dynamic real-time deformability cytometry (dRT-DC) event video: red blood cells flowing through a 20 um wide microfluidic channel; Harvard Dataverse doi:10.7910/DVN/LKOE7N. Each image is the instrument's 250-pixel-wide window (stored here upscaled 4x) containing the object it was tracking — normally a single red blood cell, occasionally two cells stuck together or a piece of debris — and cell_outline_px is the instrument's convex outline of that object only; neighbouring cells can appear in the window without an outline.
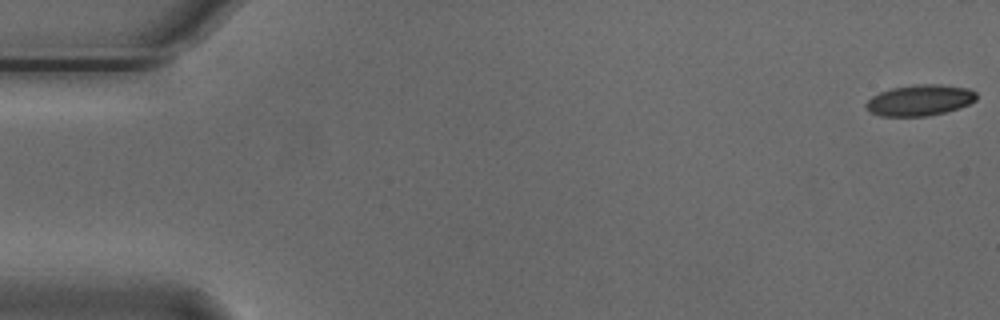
{"species": "Egyptian fruit bat (a non-hibernating species)", "species_latin": "Rousettus aegyptiacus", "temperature_condition": "cold", "stored_images_in_passage": 46, "camera_frame_rate_fps": 3000, "um_per_image_px": 0.085, "animal": {"sex": "male"}, "frame": {"image": 1, "passage_image": 1, "time_ms": 0.0, "image_size_px": [1000, 320], "cell_outline_px": [[976, 100], [968, 104], [944, 112], [924, 116], [884, 116], [872, 112], [868, 108], [868, 100], [872, 96], [880, 92], [892, 88], [968, 88], [976, 92]], "centroid_in_image_um": [78.15, 8.59], "position_along_channel_um": 6.8, "area_um2": 18.09}}
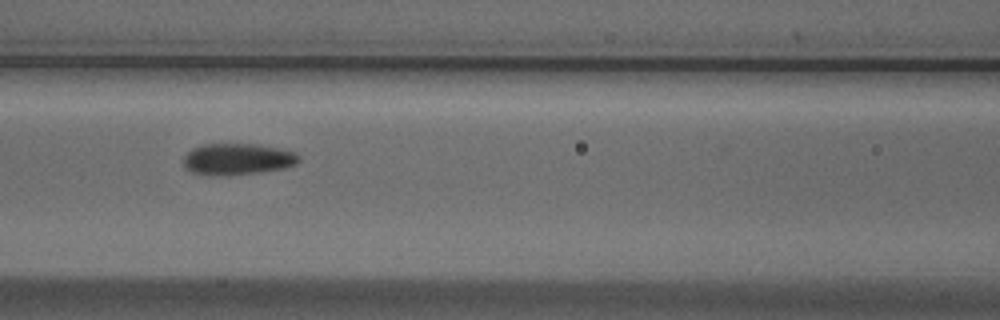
{"frame": {"image": 2, "passage_image": 24, "time_ms": 7.667, "image_size_px": [1000, 320], "cell_outline_px": [[300, 160], [292, 164], [280, 168], [260, 172], [192, 172], [184, 164], [184, 156], [192, 148], [204, 144], [252, 144], [292, 152]], "centroid_in_image_um": [20.14, 13.47], "position_along_channel_um": 146.5, "area_um2": 19.36}}
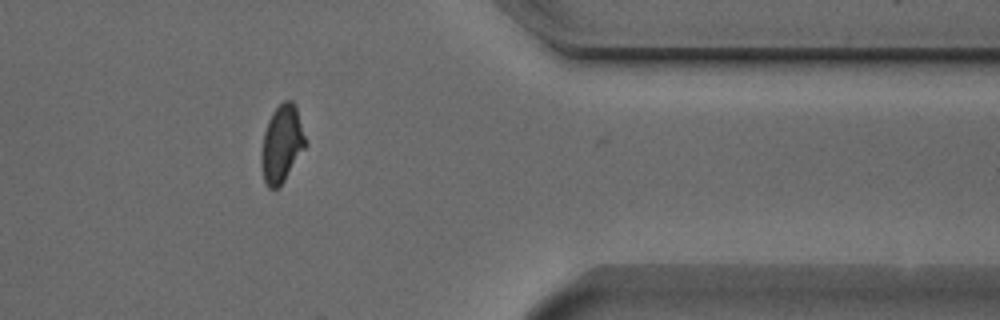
{"frame": {"image": 3, "passage_image": 45, "time_ms": 14.667, "image_size_px": [1000, 320], "cell_outline_px": [[308, 144], [284, 180], [276, 188], [268, 188], [264, 180], [264, 132], [268, 120], [272, 112], [284, 100], [292, 100], [296, 104]], "centroid_in_image_um": [24.03, 12.15], "position_along_channel_um": 387.4, "area_um2": 19.25}, "authors_computed_cell_mechanics": {"area_um2": 19.6809, "velocity_mm_per_s": 3.7151, "shape_relaxation_time_tau1_ms": 6.9004, "shape_relaxation_time_tau2_ms": 1.8843, "deformation_change_tau1": 0.1566, "deformation_change_tau2": 0.0658}}